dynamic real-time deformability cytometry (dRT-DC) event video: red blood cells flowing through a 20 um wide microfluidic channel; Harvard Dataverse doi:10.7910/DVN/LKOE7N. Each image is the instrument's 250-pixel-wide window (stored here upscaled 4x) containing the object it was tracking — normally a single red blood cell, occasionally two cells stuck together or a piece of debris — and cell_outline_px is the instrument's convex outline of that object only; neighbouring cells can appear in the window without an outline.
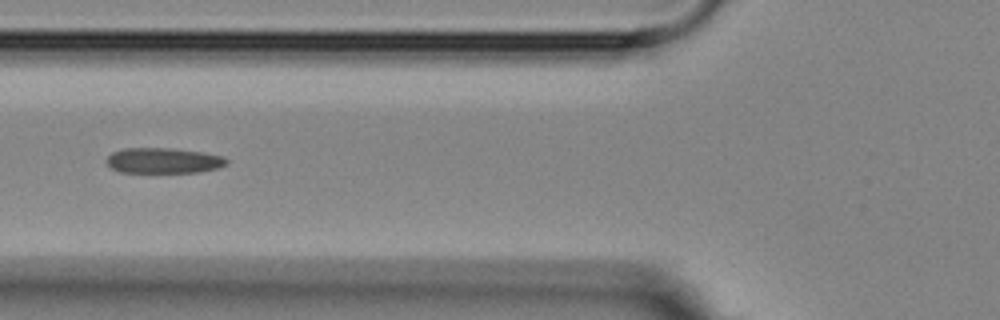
{"species": "Egyptian fruit bat (a non-hibernating species)", "species_latin": "Rousettus aegyptiacus", "temperature_condition": "room temperature", "stored_images_in_passage": 6, "camera_frame_rate_fps": 3000, "um_per_image_px": 0.085, "animal": {"sex": "female"}, "frame": {"image": 1, "passage_image": 5, "time_ms": 4.333, "image_size_px": [1000, 320], "cell_outline_px": [[228, 164], [216, 168], [196, 172], [120, 172], [112, 168], [104, 160], [112, 152], [124, 148], [168, 148], [200, 152], [224, 156], [228, 160]], "centroid_in_image_um": [13.87, 13.64], "position_along_channel_um": 111.9, "area_um2": 17.69}}
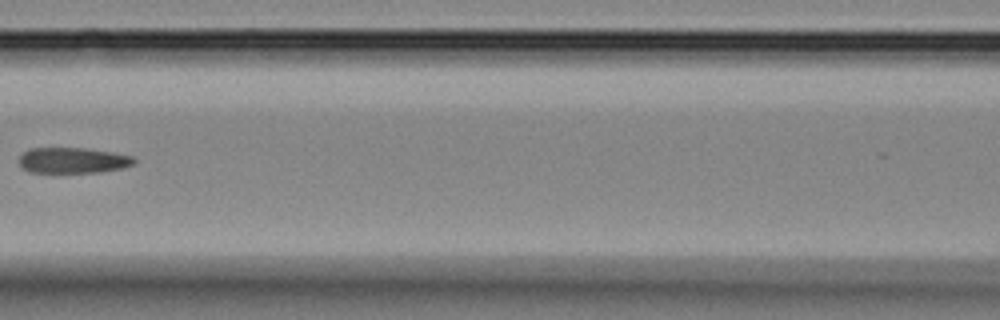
{"frame": {"image": 2, "passage_image": 6, "time_ms": 5.667, "image_size_px": [1000, 320], "cell_outline_px": [[136, 164], [124, 168], [100, 172], [28, 172], [20, 164], [20, 156], [24, 152], [32, 148], [84, 148], [112, 152], [132, 156], [136, 160]], "centroid_in_image_um": [6.25, 13.63], "position_along_channel_um": 160.4, "area_um2": 17.17}}